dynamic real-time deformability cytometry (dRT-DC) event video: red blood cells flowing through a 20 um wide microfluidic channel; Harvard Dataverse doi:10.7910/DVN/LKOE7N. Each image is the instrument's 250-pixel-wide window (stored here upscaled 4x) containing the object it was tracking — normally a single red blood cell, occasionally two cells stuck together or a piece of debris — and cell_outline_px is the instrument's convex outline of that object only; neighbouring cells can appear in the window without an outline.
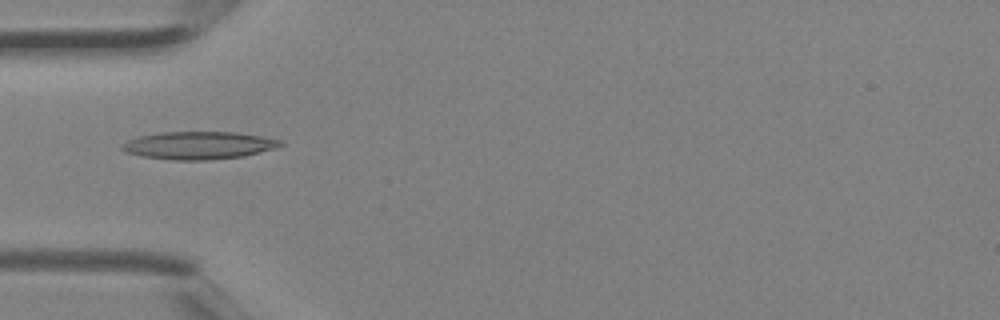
{"species": "Egyptian fruit bat (a non-hibernating species)", "species_latin": "Rousettus aegyptiacus", "temperature_condition": "room temperature", "stored_images_in_passage": 2, "camera_frame_rate_fps": 3000, "um_per_image_px": 0.085, "animal": {"sex": "female"}, "frame": {"image": 1, "passage_image": 2, "time_ms": 0.333, "image_size_px": [1000, 320], "cell_outline_px": [[284, 144], [276, 148], [244, 156], [208, 160], [172, 160], [144, 156], [124, 152], [120, 148], [120, 144], [136, 136], [160, 132], [236, 132], [260, 136], [280, 140]], "centroid_in_image_um": [16.84, 12.35], "position_along_channel_um": 68.2, "area_um2": 25.66}}